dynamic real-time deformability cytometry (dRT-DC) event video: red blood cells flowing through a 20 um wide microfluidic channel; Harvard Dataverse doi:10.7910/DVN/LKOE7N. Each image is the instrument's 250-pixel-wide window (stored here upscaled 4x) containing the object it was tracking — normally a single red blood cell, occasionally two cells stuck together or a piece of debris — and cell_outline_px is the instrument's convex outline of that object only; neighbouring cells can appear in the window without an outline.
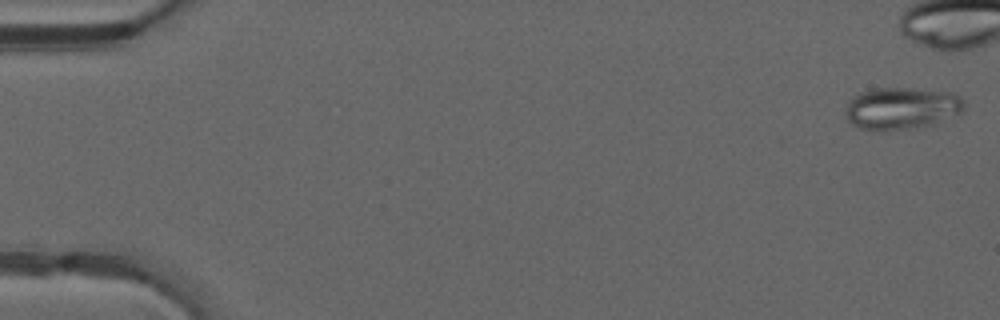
{"species": "common noctule bat (a hibernating species)", "species_latin": "Nyctalus noctula", "temperature_condition": "warm", "stored_images_in_passage": 39, "camera_frame_rate_fps": 3000, "um_per_image_px": 0.085, "animal": {"sex": "male", "forearm_length_mm": 52.5}, "frame": {"image": 1, "passage_image": 1, "time_ms": 0.0, "image_size_px": [1000, 320], "cell_outline_px": [[964, 112], [932, 124], [908, 128], [880, 132], [860, 128], [852, 124], [844, 116], [844, 108], [848, 100], [852, 96], [860, 92], [876, 88], [912, 88], [952, 92], [960, 96], [964, 100]], "centroid_in_image_um": [76.59, 9.2], "position_along_channel_um": 8.4, "area_um2": 29.59}}